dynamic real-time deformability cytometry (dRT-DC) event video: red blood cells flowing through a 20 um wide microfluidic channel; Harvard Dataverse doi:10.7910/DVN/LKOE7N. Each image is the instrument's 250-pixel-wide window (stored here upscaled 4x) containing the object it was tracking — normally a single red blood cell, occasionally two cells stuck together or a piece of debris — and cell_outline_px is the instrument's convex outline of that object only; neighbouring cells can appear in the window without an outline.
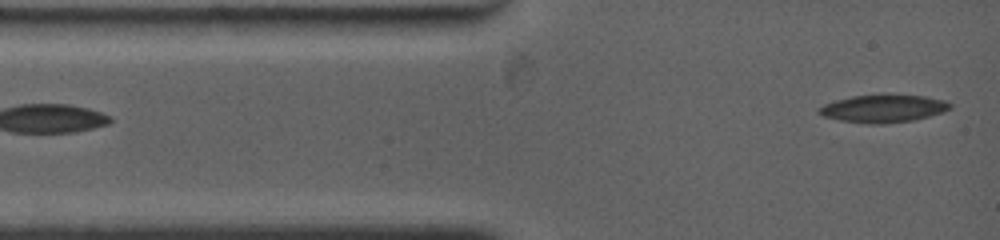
{"species": "common noctule bat (a hibernating species)", "species_latin": "Nyctalus noctula", "temperature_condition": "warm", "stored_images_in_passage": 6, "segment_of_instrument_passage": [2, 2], "camera_frame_rate_fps": 4500, "um_per_image_px": 0.085, "animal": {"sex": "female", "body_mass_g": 19.0, "forearm_length_mm": 53.3}, "frame": {"image": 1, "passage_image": 6, "time_ms": 2.667, "image_size_px": [1000, 240], "cell_outline_px": [[952, 108], [928, 116], [912, 120], [880, 124], [876, 124], [840, 120], [824, 116], [816, 112], [816, 108], [824, 104], [836, 100], [852, 96], [880, 92], [888, 92], [924, 96], [944, 100], [952, 104]], "centroid_in_image_um": [75.05, 9.17], "position_along_channel_um": 9.9, "area_um2": 21.68}}